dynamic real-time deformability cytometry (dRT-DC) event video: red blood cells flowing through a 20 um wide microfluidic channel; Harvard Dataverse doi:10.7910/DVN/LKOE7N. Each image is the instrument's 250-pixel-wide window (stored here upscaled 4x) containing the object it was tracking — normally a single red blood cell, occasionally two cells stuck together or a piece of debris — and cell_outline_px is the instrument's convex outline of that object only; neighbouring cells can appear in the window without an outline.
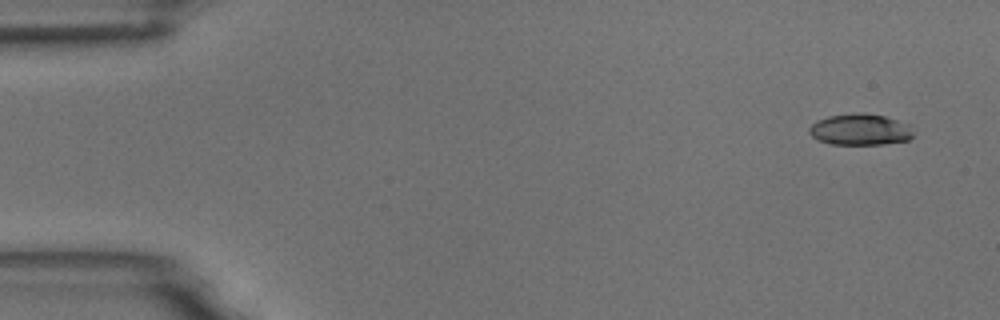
{"species": "common noctule bat (a hibernating species)", "species_latin": "Nyctalus noctula", "temperature_condition": "room temperature", "stored_images_in_passage": 5, "camera_frame_rate_fps": 3000, "um_per_image_px": 0.085, "animal": {"sex": "male", "body_mass_g": 18.8}, "frame": {"image": 1, "passage_image": 1, "time_ms": 0.0, "image_size_px": [1000, 320], "cell_outline_px": [[912, 136], [908, 140], [884, 144], [832, 144], [820, 140], [812, 136], [808, 132], [808, 128], [816, 120], [828, 116], [860, 112], [864, 112], [884, 116], [912, 124]], "centroid_in_image_um": [73.13, 11.0], "position_along_channel_um": 11.9, "area_um2": 19.13}}
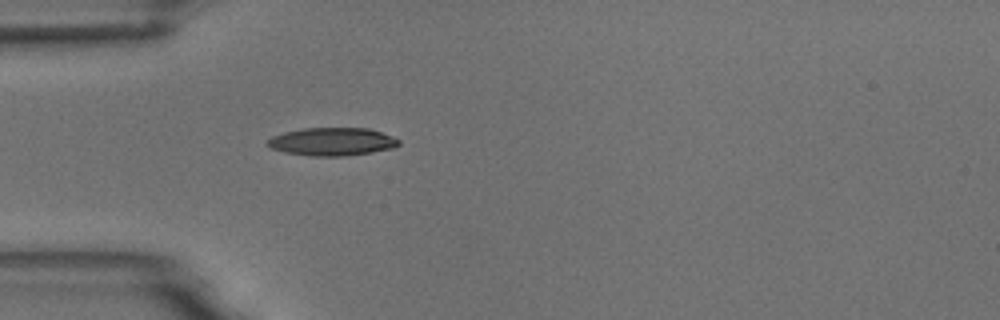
{"frame": {"image": 2, "passage_image": 5, "time_ms": 4.333, "image_size_px": [1000, 320], "cell_outline_px": [[400, 144], [392, 148], [372, 152], [344, 156], [312, 156], [284, 152], [272, 148], [264, 144], [272, 136], [284, 132], [304, 128], [368, 128], [392, 136], [400, 140]], "centroid_in_image_um": [28.22, 12.04], "position_along_channel_um": 56.8, "area_um2": 21.39}}